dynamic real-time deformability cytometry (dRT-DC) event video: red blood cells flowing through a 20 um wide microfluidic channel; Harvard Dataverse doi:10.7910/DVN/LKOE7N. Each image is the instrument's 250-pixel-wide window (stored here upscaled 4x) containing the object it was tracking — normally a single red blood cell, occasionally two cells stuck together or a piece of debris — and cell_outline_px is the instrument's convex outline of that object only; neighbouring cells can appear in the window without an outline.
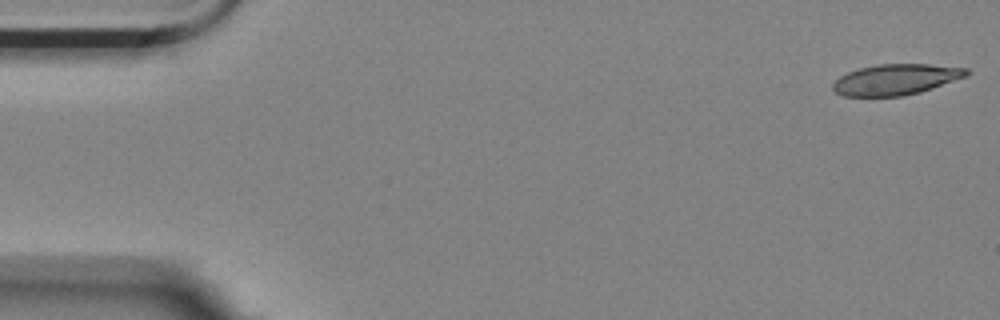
{"species": "Egyptian fruit bat (a non-hibernating species)", "species_latin": "Rousettus aegyptiacus", "temperature_condition": "room temperature", "stored_images_in_passage": 5, "camera_frame_rate_fps": 3000, "um_per_image_px": 0.085, "animal": {"sex": "female"}, "frame": {"image": 1, "passage_image": 1, "time_ms": 0.0, "image_size_px": [1000, 320], "cell_outline_px": [[972, 72], [968, 76], [920, 92], [900, 96], [844, 96], [836, 92], [832, 88], [832, 84], [840, 76], [848, 72], [860, 68], [880, 64], [928, 64], [968, 68]], "centroid_in_image_um": [76.19, 6.75], "position_along_channel_um": 8.8, "area_um2": 23.93}}
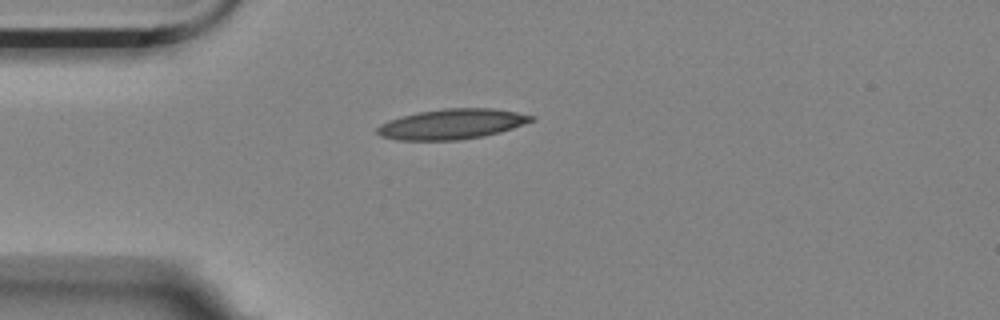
{"frame": {"image": 2, "passage_image": 5, "time_ms": 1.333, "image_size_px": [1000, 320], "cell_outline_px": [[536, 120], [500, 132], [484, 136], [460, 140], [396, 140], [380, 136], [376, 132], [376, 128], [380, 124], [388, 120], [416, 112], [444, 108], [492, 108], [516, 112], [536, 116]], "centroid_in_image_um": [38.4, 10.54], "position_along_channel_um": 46.6, "area_um2": 27.34}}